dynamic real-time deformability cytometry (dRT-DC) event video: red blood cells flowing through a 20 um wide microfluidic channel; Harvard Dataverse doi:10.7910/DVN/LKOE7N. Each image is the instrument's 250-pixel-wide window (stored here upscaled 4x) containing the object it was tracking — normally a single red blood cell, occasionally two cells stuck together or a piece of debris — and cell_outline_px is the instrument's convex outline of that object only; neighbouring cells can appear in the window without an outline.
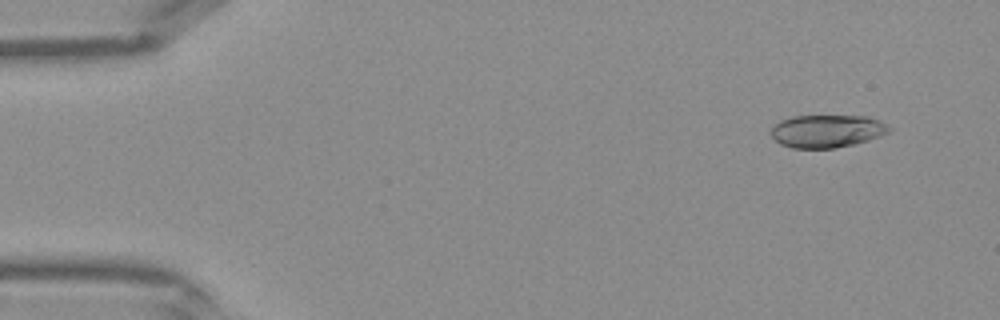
{"species": "Egyptian fruit bat (a non-hibernating species)", "species_latin": "Rousettus aegyptiacus", "temperature_condition": "warm", "stored_images_in_passage": 42, "camera_frame_rate_fps": 3000, "um_per_image_px": 0.085, "frame": {"image": 1, "passage_image": 4, "time_ms": 1.0, "image_size_px": [1000, 320], "cell_outline_px": [[892, 128], [888, 132], [880, 136], [868, 140], [852, 144], [832, 148], [792, 148], [780, 144], [772, 136], [772, 128], [780, 120], [792, 116], [864, 116], [880, 120]], "centroid_in_image_um": [70.29, 11.14], "position_along_channel_um": 14.7, "area_um2": 22.37}}
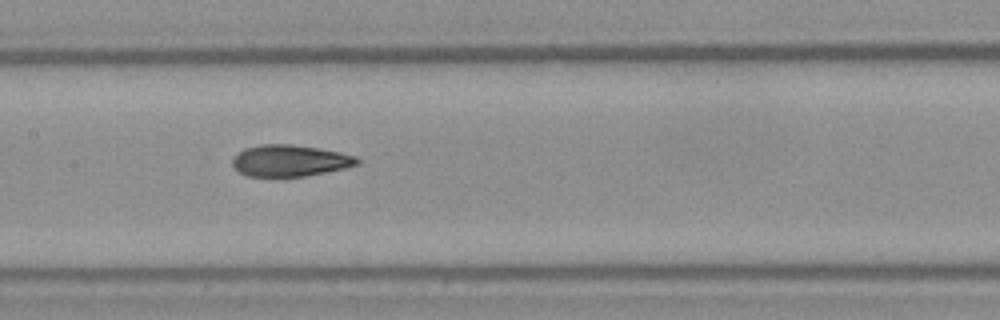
{"frame": {"image": 2, "passage_image": 21, "time_ms": 6.667, "image_size_px": [1000, 320], "cell_outline_px": [[360, 164], [344, 168], [304, 176], [248, 176], [240, 172], [232, 164], [232, 160], [236, 152], [244, 148], [260, 144], [288, 144], [316, 148], [340, 152], [356, 156], [360, 160]], "centroid_in_image_um": [24.62, 13.64], "position_along_channel_um": 182.8, "area_um2": 22.77}}
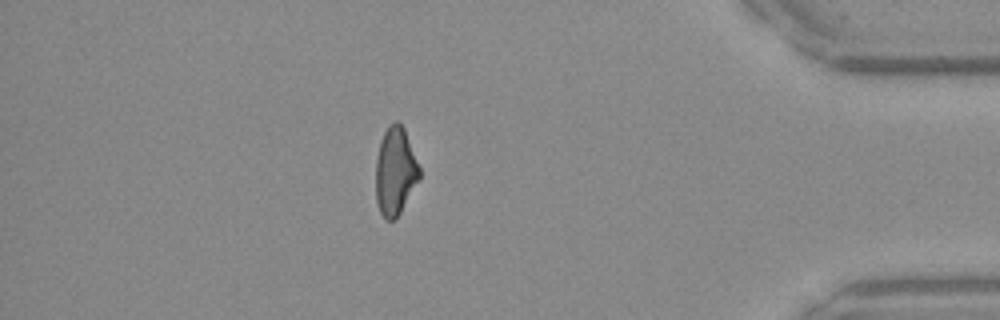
{"frame": {"image": 3, "passage_image": 37, "time_ms": 12.0, "image_size_px": [1000, 320], "cell_outline_px": [[420, 180], [400, 212], [392, 220], [384, 220], [380, 212], [376, 200], [376, 156], [380, 140], [388, 124], [396, 120], [404, 128], [420, 168]], "centroid_in_image_um": [33.59, 14.54], "position_along_channel_um": 401.6, "area_um2": 22.48}}